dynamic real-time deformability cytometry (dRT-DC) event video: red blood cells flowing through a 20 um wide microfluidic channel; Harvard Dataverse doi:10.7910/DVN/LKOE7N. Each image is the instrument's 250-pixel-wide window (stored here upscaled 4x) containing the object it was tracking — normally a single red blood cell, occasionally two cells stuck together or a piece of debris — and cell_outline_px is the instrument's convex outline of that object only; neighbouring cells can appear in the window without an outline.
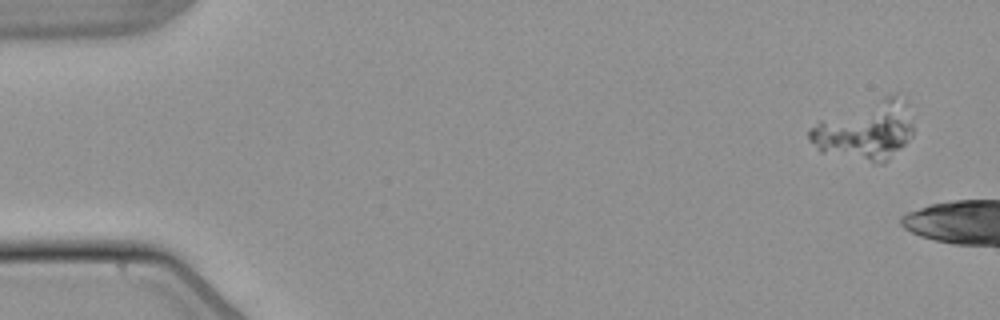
{"species": "common noctule bat (a hibernating species)", "species_latin": "Nyctalus noctula", "temperature_condition": "warm", "stored_images_in_passage": 11, "camera_frame_rate_fps": 3000, "um_per_image_px": 0.085, "animal": {"sex": "male", "body_mass_g": 21.5, "forearm_length_mm": 52.0}, "frame": {"image": 1, "passage_image": 4, "time_ms": 1.0, "image_size_px": [1000, 320], "cell_outline_px": [[912, 136], [884, 164], [872, 164], [820, 152], [808, 140], [808, 128], [820, 120], [888, 96], [892, 96], [904, 104], [912, 116]], "centroid_in_image_um": [73.5, 11.19], "position_along_channel_um": 11.5, "area_um2": 34.97}}